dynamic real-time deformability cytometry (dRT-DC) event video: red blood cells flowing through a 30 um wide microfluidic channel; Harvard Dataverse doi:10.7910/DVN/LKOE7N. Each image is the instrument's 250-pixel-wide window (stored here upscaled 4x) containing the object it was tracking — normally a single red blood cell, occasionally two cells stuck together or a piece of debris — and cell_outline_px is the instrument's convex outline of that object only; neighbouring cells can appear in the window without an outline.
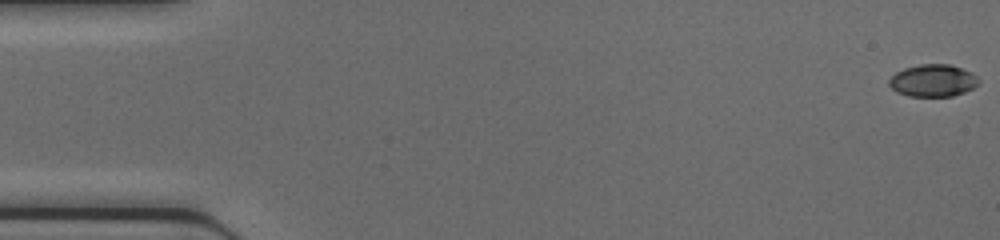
{"species": "common noctule bat (a hibernating species)", "species_latin": "Nyctalus noctula", "temperature_condition": "cold", "stored_images_in_passage": 46, "camera_frame_rate_fps": 3000, "um_per_image_px": 0.085, "animal": {"sex": "female", "body_mass_g": 17.0, "forearm_length_mm": 48.0}, "frame": {"image": 1, "passage_image": 1, "time_ms": 0.0, "image_size_px": [1000, 240], "cell_outline_px": [[980, 84], [964, 92], [952, 96], [908, 96], [896, 92], [888, 84], [888, 80], [896, 72], [904, 68], [920, 64], [948, 64], [972, 72], [980, 80]], "centroid_in_image_um": [79.3, 6.85], "position_along_channel_um": 5.7, "area_um2": 16.88}}
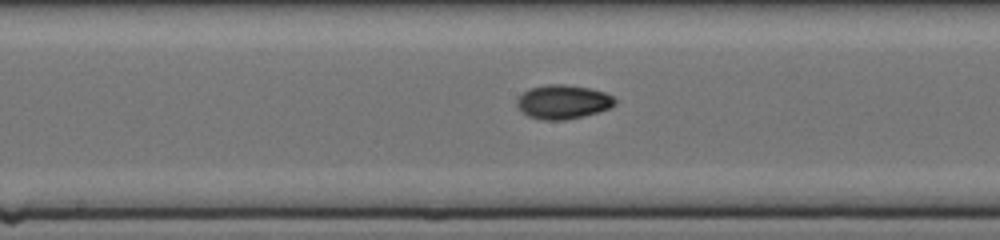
{"frame": {"image": 2, "passage_image": 24, "time_ms": 7.667, "image_size_px": [1000, 240], "cell_outline_px": [[616, 104], [608, 108], [584, 116], [564, 120], [544, 120], [528, 116], [516, 104], [516, 100], [524, 92], [532, 88], [548, 84], [564, 84], [588, 88], [604, 92], [612, 96], [616, 100]], "centroid_in_image_um": [47.86, 8.66], "position_along_channel_um": 200.3, "area_um2": 19.13}}
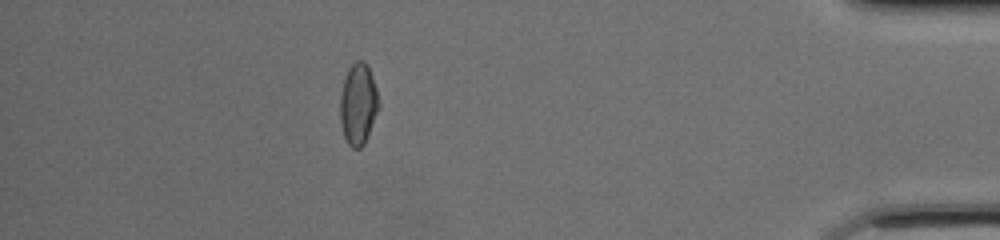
{"frame": {"image": 3, "passage_image": 41, "time_ms": 13.333, "image_size_px": [1000, 240], "cell_outline_px": [[380, 108], [364, 144], [360, 148], [352, 148], [348, 144], [344, 136], [340, 120], [340, 96], [344, 80], [348, 68], [356, 60], [364, 60], [372, 76], [376, 88], [380, 104]], "centroid_in_image_um": [30.46, 8.85], "position_along_channel_um": 404.7, "area_um2": 18.38}}